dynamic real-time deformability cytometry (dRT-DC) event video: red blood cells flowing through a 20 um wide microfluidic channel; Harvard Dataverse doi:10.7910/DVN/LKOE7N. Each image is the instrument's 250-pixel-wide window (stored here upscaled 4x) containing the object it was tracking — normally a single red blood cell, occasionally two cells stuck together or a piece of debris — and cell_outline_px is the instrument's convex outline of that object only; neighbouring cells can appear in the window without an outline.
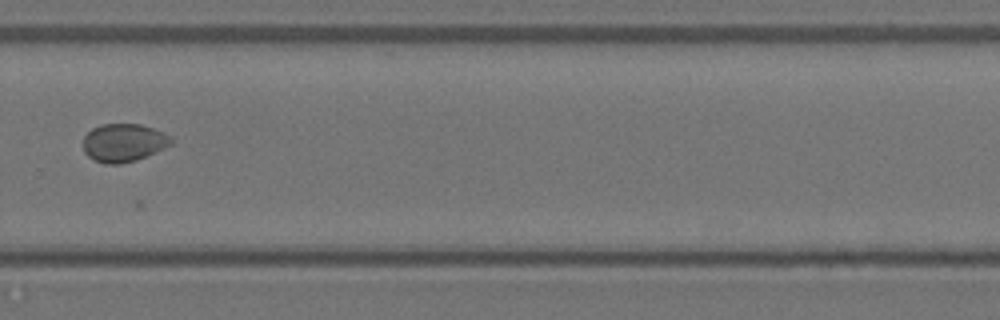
{"species": "Egyptian fruit bat (a non-hibernating species)", "species_latin": "Rousettus aegyptiacus", "temperature_condition": "warm", "stored_images_in_passage": 21, "camera_frame_rate_fps": 3000, "um_per_image_px": 0.085, "animal": {"sex": "female"}, "frame": {"image": 1, "passage_image": 15, "time_ms": 4.667, "image_size_px": [1000, 320], "cell_outline_px": [[172, 144], [136, 160], [120, 164], [104, 164], [88, 156], [84, 152], [84, 136], [92, 128], [100, 124], [140, 124], [164, 132], [172, 140]], "centroid_in_image_um": [10.48, 12.12], "position_along_channel_um": 319.3, "area_um2": 19.36}}